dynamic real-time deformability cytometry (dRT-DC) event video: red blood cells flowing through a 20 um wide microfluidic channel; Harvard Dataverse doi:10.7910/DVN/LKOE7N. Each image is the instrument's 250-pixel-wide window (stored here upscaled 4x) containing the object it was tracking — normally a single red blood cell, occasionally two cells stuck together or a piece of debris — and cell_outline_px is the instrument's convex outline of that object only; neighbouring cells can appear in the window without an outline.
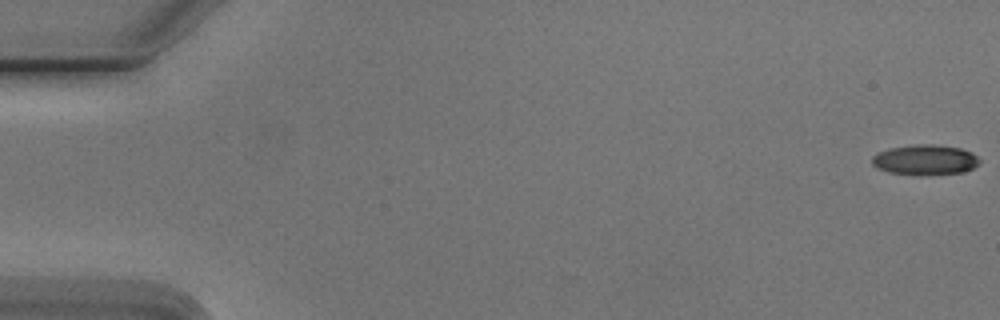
{"species": "Egyptian fruit bat (a non-hibernating species)", "species_latin": "Rousettus aegyptiacus", "temperature_condition": "cold", "stored_images_in_passage": 55, "camera_frame_rate_fps": 3000, "um_per_image_px": 0.085, "animal": {"sex": "male"}, "frame": {"image": 1, "passage_image": 1, "time_ms": 0.0, "image_size_px": [1000, 320], "cell_outline_px": [[980, 160], [972, 168], [964, 172], [888, 172], [876, 168], [872, 164], [872, 156], [876, 152], [888, 148], [912, 144], [936, 144], [960, 148], [972, 152]], "centroid_in_image_um": [78.58, 13.51], "position_along_channel_um": 6.4, "area_um2": 18.21}}
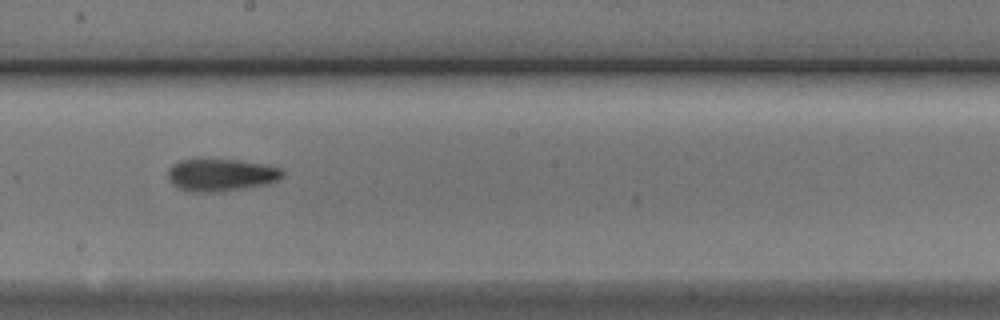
{"frame": {"image": 2, "passage_image": 31, "time_ms": 10.0, "image_size_px": [1000, 320], "cell_outline_px": [[284, 176], [268, 184], [220, 192], [188, 192], [176, 188], [168, 180], [168, 168], [172, 164], [180, 160], [240, 160], [268, 164], [280, 168], [284, 172]], "centroid_in_image_um": [18.77, 14.88], "position_along_channel_um": 229.4, "area_um2": 21.91}}
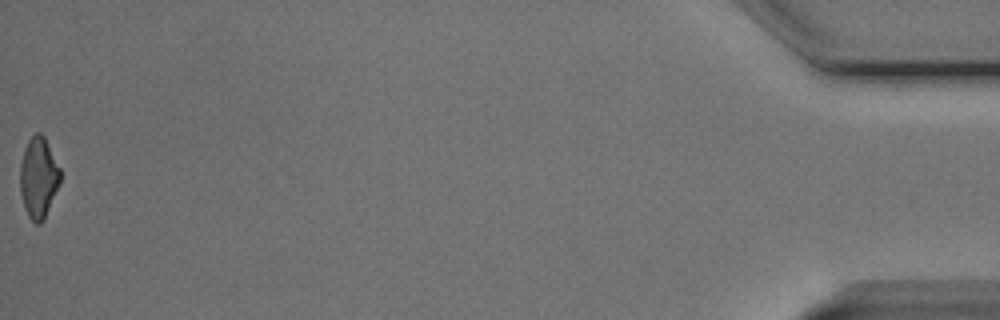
{"frame": {"image": 3, "passage_image": 55, "time_ms": 18.0, "image_size_px": [1000, 320], "cell_outline_px": [[60, 184], [44, 220], [40, 224], [36, 224], [28, 216], [24, 208], [20, 192], [20, 164], [24, 148], [28, 140], [36, 132], [40, 132], [44, 136], [60, 168]], "centroid_in_image_um": [3.27, 15.11], "position_along_channel_um": 431.9, "area_um2": 19.07}, "authors_computed_cell_mechanics": {"area_um2": 20.1722, "velocity_mm_per_s": 3.7922, "shape_relaxation_time_tau1_ms": 7.4405, "shape_relaxation_time_tau2_ms": 6.5666, "deformation_change_tau1": 0.1503, "deformation_change_tau2": 0.174}}